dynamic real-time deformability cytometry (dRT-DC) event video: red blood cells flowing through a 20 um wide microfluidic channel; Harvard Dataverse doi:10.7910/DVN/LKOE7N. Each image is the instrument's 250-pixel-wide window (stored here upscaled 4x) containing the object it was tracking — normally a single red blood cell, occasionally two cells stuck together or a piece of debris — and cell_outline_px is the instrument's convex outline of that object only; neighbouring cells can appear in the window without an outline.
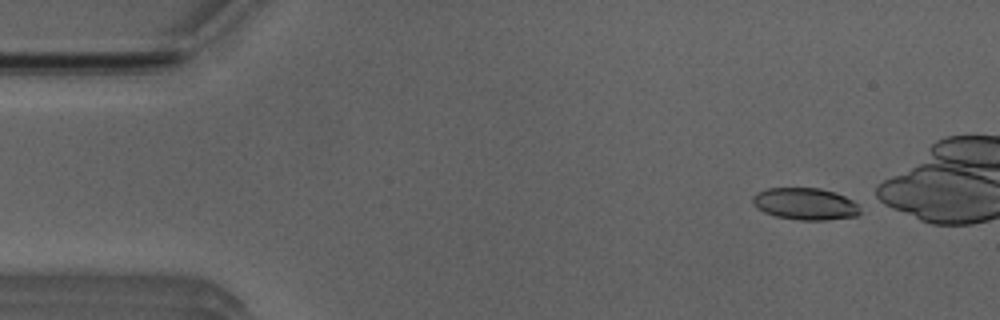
{"species": "Egyptian fruit bat (a non-hibernating species)", "species_latin": "Rousettus aegyptiacus", "temperature_condition": "room temperature", "stored_images_in_passage": 38, "camera_frame_rate_fps": 3000, "um_per_image_px": 0.085, "animal": {"sex": "male"}, "frame": {"image": 1, "passage_image": 1, "time_ms": 0.0, "image_size_px": [1000, 320], "cell_outline_px": [[860, 212], [856, 216], [824, 220], [800, 220], [776, 216], [764, 212], [756, 208], [752, 204], [752, 196], [756, 192], [768, 188], [820, 188], [844, 196], [852, 200], [856, 204]], "centroid_in_image_um": [68.38, 17.33], "position_along_channel_um": 16.6, "area_um2": 19.88}}
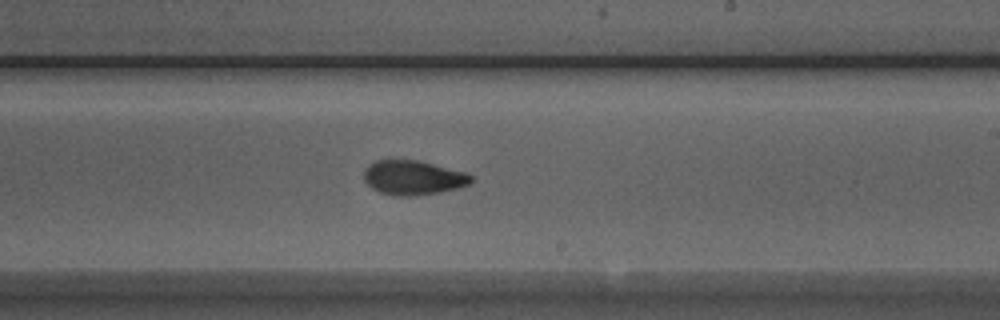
{"frame": {"image": 2, "passage_image": 26, "time_ms": 8.333, "image_size_px": [1000, 320], "cell_outline_px": [[472, 180], [468, 184], [456, 188], [440, 192], [416, 196], [392, 196], [380, 192], [372, 188], [364, 180], [364, 168], [368, 164], [376, 160], [416, 160], [464, 172], [472, 176]], "centroid_in_image_um": [35.06, 15.11], "position_along_channel_um": 253.9, "area_um2": 21.39}}
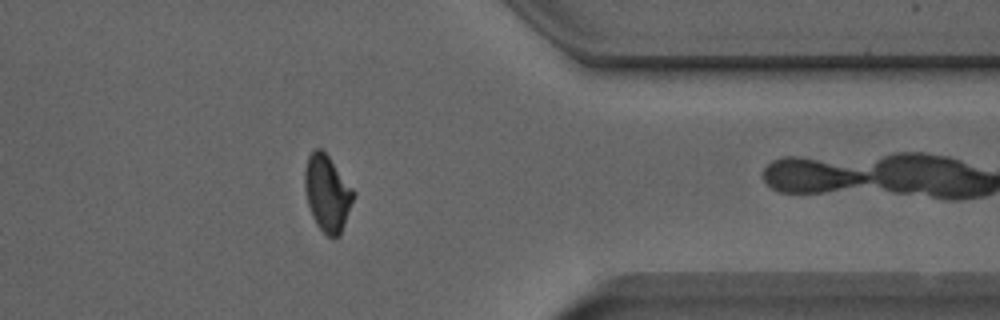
{"frame": {"image": 3, "passage_image": 37, "time_ms": 12.0, "image_size_px": [1000, 320], "cell_outline_px": [[356, 192], [340, 236], [328, 236], [316, 224], [312, 216], [308, 204], [304, 188], [304, 172], [308, 156], [316, 148], [320, 148], [328, 156]], "centroid_in_image_um": [27.81, 16.42], "position_along_channel_um": 383.6, "area_um2": 21.44}}